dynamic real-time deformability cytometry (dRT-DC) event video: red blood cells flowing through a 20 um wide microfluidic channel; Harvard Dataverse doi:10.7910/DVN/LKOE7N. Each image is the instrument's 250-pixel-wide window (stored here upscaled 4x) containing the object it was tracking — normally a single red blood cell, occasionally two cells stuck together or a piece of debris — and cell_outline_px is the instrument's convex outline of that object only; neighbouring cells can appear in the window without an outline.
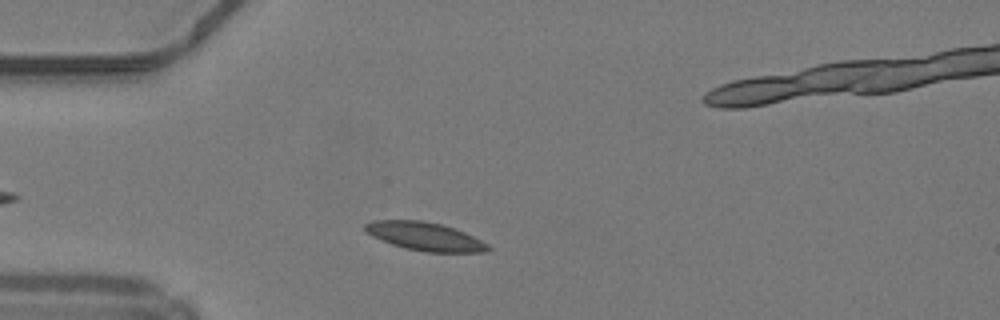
{"species": "common noctule bat (a hibernating species)", "species_latin": "Nyctalus noctula", "temperature_condition": "warm", "stored_images_in_passage": 37, "camera_frame_rate_fps": 3000, "um_per_image_px": 0.085, "animal": {"sex": "male", "body_mass_g": 19.2, "forearm_length_mm": 51.8}, "frame": {"image": 1, "passage_image": 5, "time_ms": 1.333, "image_size_px": [1000, 320], "cell_outline_px": [[492, 248], [488, 252], [424, 252], [404, 248], [392, 244], [372, 236], [364, 232], [364, 224], [372, 220], [420, 220], [440, 224], [464, 232], [488, 244]], "centroid_in_image_um": [36.09, 20.1], "position_along_channel_um": 48.9, "area_um2": 20.29}}
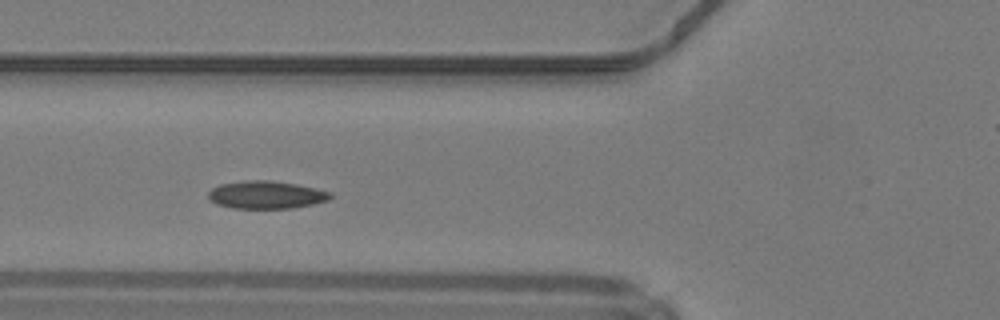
{"frame": {"image": 2, "passage_image": 10, "time_ms": 3.0, "image_size_px": [1000, 320], "cell_outline_px": [[332, 196], [328, 200], [312, 204], [292, 208], [232, 208], [216, 204], [208, 200], [208, 192], [212, 188], [220, 184], [248, 180], [268, 180], [296, 184], [332, 192]], "centroid_in_image_um": [22.59, 16.56], "position_along_channel_um": 103.2, "area_um2": 19.71}}
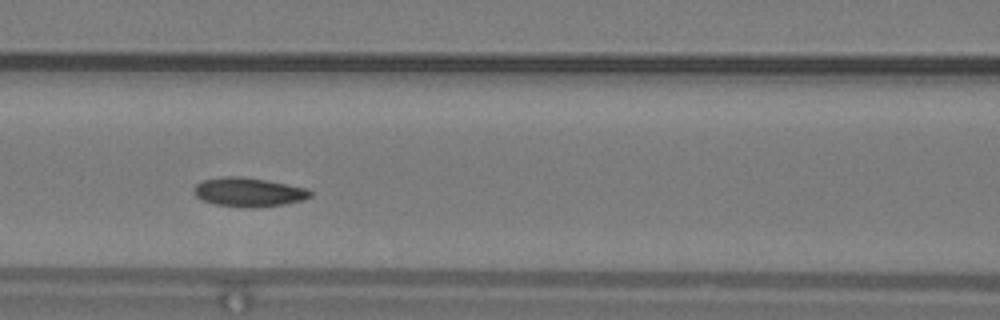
{"frame": {"image": 3, "passage_image": 13, "time_ms": 4.0, "image_size_px": [1000, 320], "cell_outline_px": [[312, 196], [304, 200], [284, 204], [260, 208], [248, 208], [216, 204], [204, 200], [196, 196], [196, 184], [204, 180], [224, 176], [240, 176], [264, 180], [308, 188], [312, 192]], "centroid_in_image_um": [21.2, 16.34], "position_along_channel_um": 145.4, "area_um2": 19.54}, "authors_computed_cell_mechanics": {"area_um2": 19.1318, "velocity_mm_per_s": 4.177, "shape_relaxation_time_tau1_ms": 2.7414, "shape_relaxation_time_tau2_ms": null, "deformation_change_tau1": 0.0992, "deformation_change_tau2": null}}